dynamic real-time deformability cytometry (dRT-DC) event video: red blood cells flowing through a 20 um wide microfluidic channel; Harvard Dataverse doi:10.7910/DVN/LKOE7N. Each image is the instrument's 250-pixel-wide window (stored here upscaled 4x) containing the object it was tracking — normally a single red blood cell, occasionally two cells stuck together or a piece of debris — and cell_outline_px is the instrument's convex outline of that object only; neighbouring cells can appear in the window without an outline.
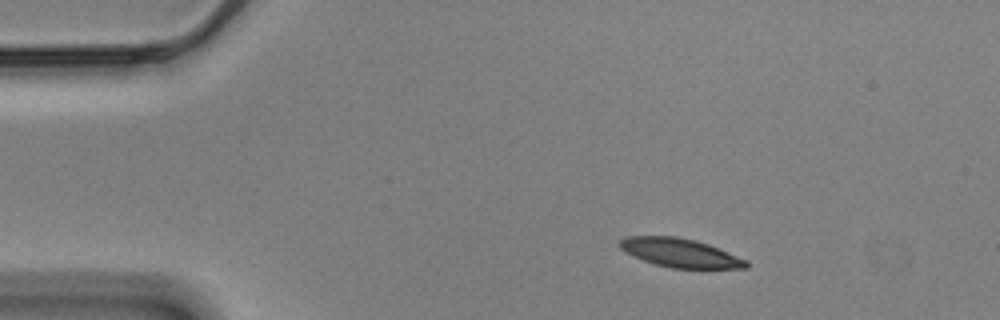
{"species": "Egyptian fruit bat (a non-hibernating species)", "species_latin": "Rousettus aegyptiacus", "temperature_condition": "cold", "stored_images_in_passage": 45, "camera_frame_rate_fps": 3000, "um_per_image_px": 0.085, "animal": {"sex": "male"}, "frame": {"image": 1, "passage_image": 1, "time_ms": 0.0, "image_size_px": [1000, 320], "cell_outline_px": [[748, 268], [672, 268], [656, 264], [632, 256], [624, 252], [616, 244], [624, 236], [676, 236], [696, 240], [708, 244], [748, 260]], "centroid_in_image_um": [57.77, 21.48], "position_along_channel_um": 27.2, "area_um2": 21.27}}
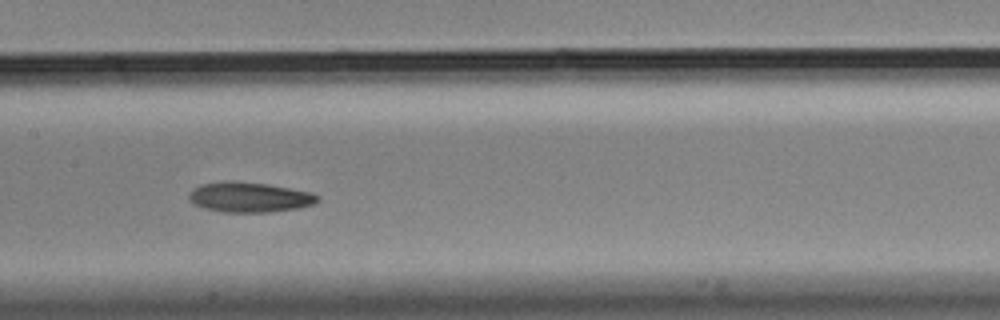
{"frame": {"image": 2, "passage_image": 20, "time_ms": 6.333, "image_size_px": [1000, 320], "cell_outline_px": [[320, 200], [312, 204], [296, 208], [272, 212], [224, 212], [204, 208], [192, 204], [188, 200], [188, 196], [200, 184], [220, 180], [236, 180], [268, 184], [312, 192], [320, 196]], "centroid_in_image_um": [21.19, 16.74], "position_along_channel_um": 186.2, "area_um2": 22.83}}
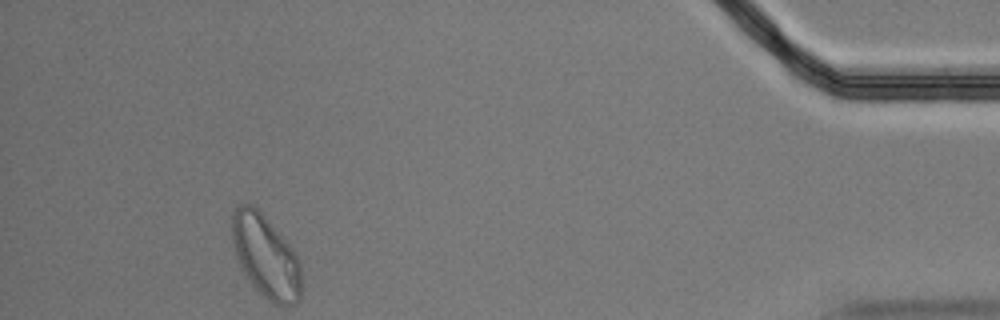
{"frame": {"image": 3, "passage_image": 45, "time_ms": 14.667, "image_size_px": [1000, 320], "cell_outline_px": [[300, 300], [296, 304], [272, 304], [252, 284], [244, 272], [236, 256], [232, 240], [232, 212], [240, 204], [252, 204], [260, 212], [296, 252], [300, 260]], "centroid_in_image_um": [22.59, 21.79], "position_along_channel_um": 412.6, "area_um2": 32.95}, "authors_computed_cell_mechanics": {"area_um2": 22.5998, "velocity_mm_per_s": 3.4618, "shape_relaxation_time_tau1_ms": 4.7032, "shape_relaxation_time_tau2_ms": 7.6966, "deformation_change_tau1": 0.1128, "deformation_change_tau2": 0.1358}}